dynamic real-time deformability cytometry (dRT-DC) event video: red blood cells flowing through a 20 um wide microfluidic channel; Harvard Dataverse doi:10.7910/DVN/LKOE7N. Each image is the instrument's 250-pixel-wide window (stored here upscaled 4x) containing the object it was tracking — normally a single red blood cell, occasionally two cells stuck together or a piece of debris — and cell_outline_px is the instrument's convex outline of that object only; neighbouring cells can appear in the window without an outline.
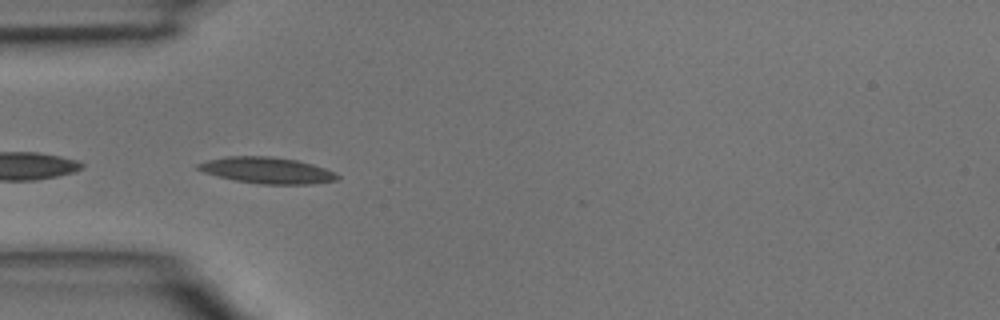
{"species": "common noctule bat (a hibernating species)", "species_latin": "Nyctalus noctula", "temperature_condition": "room temperature", "stored_images_in_passage": 9, "camera_frame_rate_fps": 3000, "um_per_image_px": 0.085, "animal": {"sex": "male", "body_mass_g": 15.6}, "frame": {"image": 1, "passage_image": 6, "time_ms": 1.667, "image_size_px": [1000, 320], "cell_outline_px": [[340, 176], [336, 180], [312, 184], [260, 184], [236, 180], [216, 176], [204, 172], [196, 168], [196, 164], [208, 160], [228, 156], [268, 156], [296, 160], [312, 164], [336, 172]], "centroid_in_image_um": [22.7, 14.48], "position_along_channel_um": 62.3, "area_um2": 21.21}}